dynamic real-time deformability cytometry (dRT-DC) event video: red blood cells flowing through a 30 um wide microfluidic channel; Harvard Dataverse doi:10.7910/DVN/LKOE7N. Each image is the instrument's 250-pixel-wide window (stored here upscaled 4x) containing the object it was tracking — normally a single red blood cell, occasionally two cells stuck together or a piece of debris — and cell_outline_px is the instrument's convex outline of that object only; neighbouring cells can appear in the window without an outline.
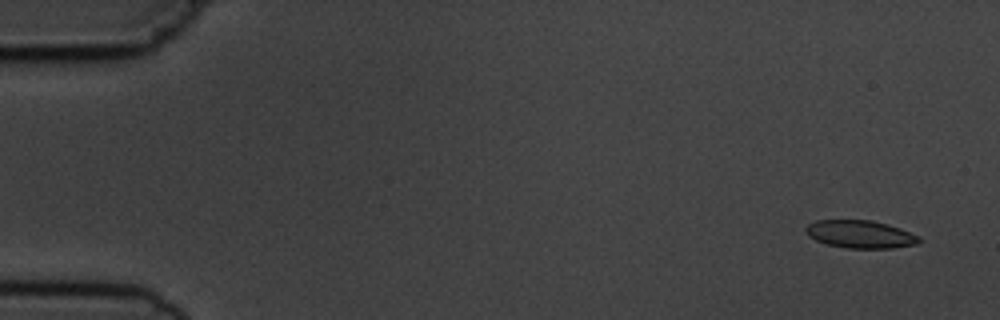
{"species": "common noctule bat (a hibernating species)", "species_latin": "Nyctalus noctula", "temperature_condition": "cold", "stored_images_in_passage": 4, "camera_frame_rate_fps": 3000, "um_per_image_px": 0.085, "animal": {"sex": "male", "body_mass_g": 19.5, "forearm_length_mm": 54.6}, "frame": {"image": 1, "passage_image": 1, "time_ms": 0.0, "image_size_px": [1000, 320], "cell_outline_px": [[920, 244], [892, 248], [844, 248], [828, 244], [816, 240], [808, 236], [804, 232], [804, 228], [808, 224], [816, 220], [872, 220], [888, 224], [900, 228], [920, 236]], "centroid_in_image_um": [73.13, 19.91], "position_along_channel_um": 11.9, "area_um2": 18.55}}